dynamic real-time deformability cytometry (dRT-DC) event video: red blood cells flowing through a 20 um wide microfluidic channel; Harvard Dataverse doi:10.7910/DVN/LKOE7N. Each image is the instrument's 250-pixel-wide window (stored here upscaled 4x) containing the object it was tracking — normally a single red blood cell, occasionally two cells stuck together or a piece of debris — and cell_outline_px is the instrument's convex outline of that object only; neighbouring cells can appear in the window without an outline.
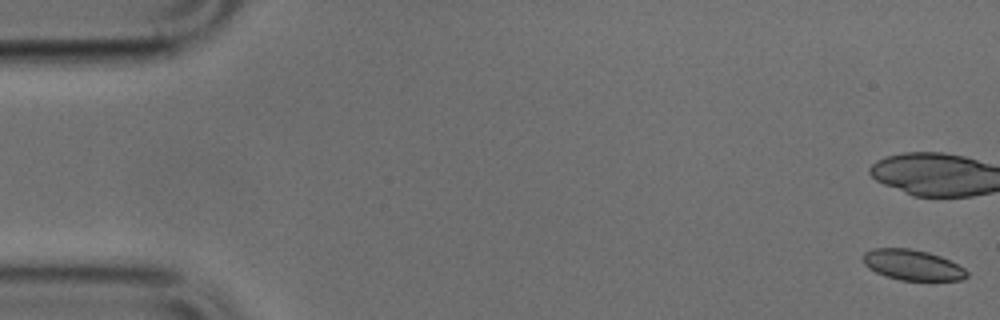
{"species": "common noctule bat (a hibernating species)", "species_latin": "Nyctalus noctula", "temperature_condition": "cold", "stored_images_in_passage": 50, "camera_frame_rate_fps": 3000, "um_per_image_px": 0.085, "animal": {"sex": "male", "body_mass_g": 17.9, "forearm_length_mm": 54.2}, "frame": {"image": 1, "passage_image": 1, "time_ms": 0.0, "image_size_px": [1000, 320], "cell_outline_px": [[968, 276], [960, 280], [900, 280], [884, 276], [868, 268], [864, 264], [864, 252], [872, 248], [912, 248], [928, 252], [940, 256], [964, 268], [968, 272]], "centroid_in_image_um": [77.54, 22.51], "position_along_channel_um": 7.5, "area_um2": 18.44}}